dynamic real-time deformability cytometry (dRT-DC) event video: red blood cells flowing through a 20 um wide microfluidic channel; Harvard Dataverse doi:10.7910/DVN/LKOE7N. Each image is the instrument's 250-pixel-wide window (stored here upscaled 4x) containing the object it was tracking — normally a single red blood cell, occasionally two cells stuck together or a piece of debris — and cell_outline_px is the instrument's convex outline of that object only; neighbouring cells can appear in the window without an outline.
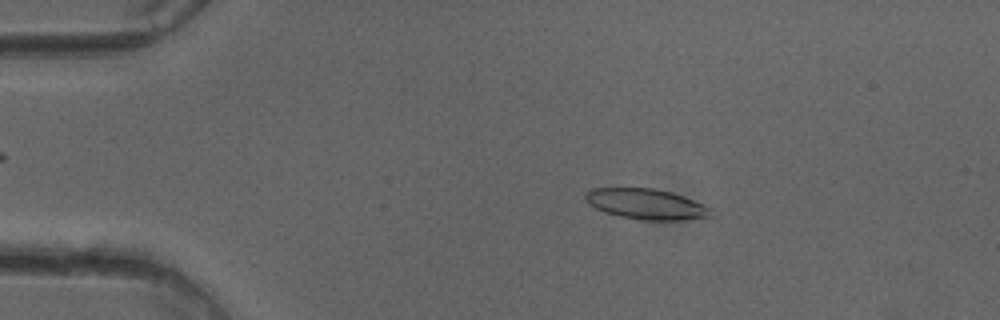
{"species": "common noctule bat (a hibernating species)", "species_latin": "Nyctalus noctula", "temperature_condition": "cold", "stored_images_in_passage": 50, "camera_frame_rate_fps": 3000, "um_per_image_px": 0.085, "animal": {"sex": "female"}, "frame": {"image": 1, "passage_image": 9, "time_ms": 2.667, "image_size_px": [1000, 320], "cell_outline_px": [[712, 216], [680, 220], [644, 220], [620, 216], [604, 212], [588, 204], [584, 200], [584, 192], [592, 188], [652, 188], [672, 192], [684, 196], [712, 208]], "centroid_in_image_um": [54.9, 17.34], "position_along_channel_um": 30.1, "area_um2": 22.43}}
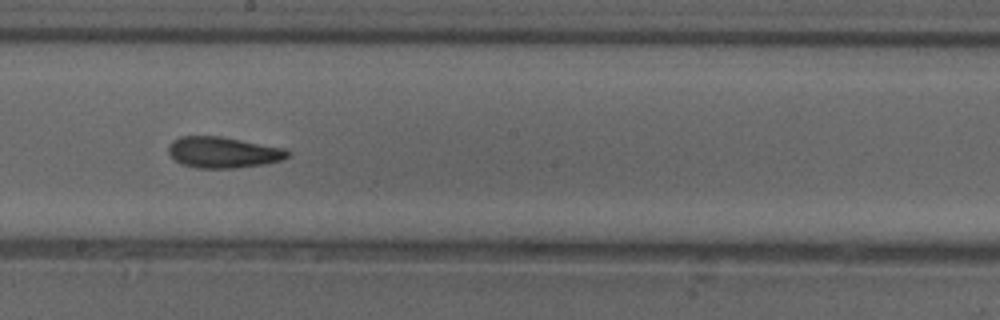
{"frame": {"image": 2, "passage_image": 28, "time_ms": 9.0, "image_size_px": [1000, 320], "cell_outline_px": [[292, 156], [284, 160], [264, 164], [232, 168], [196, 168], [180, 164], [168, 152], [168, 144], [172, 140], [180, 136], [220, 136], [284, 148], [292, 152]], "centroid_in_image_um": [18.99, 12.95], "position_along_channel_um": 229.2, "area_um2": 21.79}}
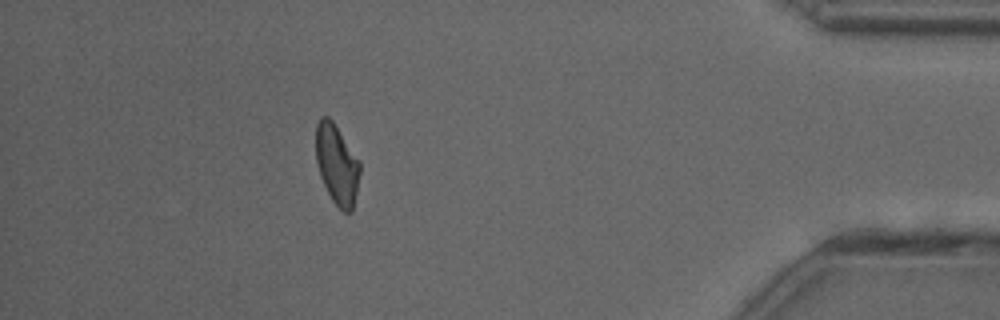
{"frame": {"image": 3, "passage_image": 45, "time_ms": 14.667, "image_size_px": [1000, 320], "cell_outline_px": [[360, 172], [352, 212], [344, 212], [332, 200], [320, 176], [316, 160], [316, 124], [320, 116], [328, 116], [332, 120], [360, 160]], "centroid_in_image_um": [28.63, 13.94], "position_along_channel_um": 406.6, "area_um2": 20.46}, "authors_computed_cell_mechanics": {"area_um2": 21.6172, "velocity_mm_per_s": 4.0305, "shape_relaxation_time_tau1_ms": null, "shape_relaxation_time_tau2_ms": 2.7734, "deformation_change_tau1": null, "deformation_change_tau2": 0.1029}}